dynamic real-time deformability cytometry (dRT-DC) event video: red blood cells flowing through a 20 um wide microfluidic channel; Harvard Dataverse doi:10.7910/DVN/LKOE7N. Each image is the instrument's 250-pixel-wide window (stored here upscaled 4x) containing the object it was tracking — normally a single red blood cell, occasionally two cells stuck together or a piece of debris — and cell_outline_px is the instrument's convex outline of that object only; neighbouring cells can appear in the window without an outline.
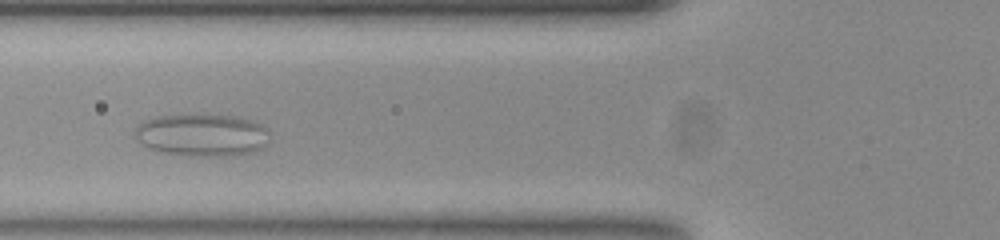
{"species": "common noctule bat (a hibernating species)", "species_latin": "Nyctalus noctula", "temperature_condition": "room temperature", "stored_images_in_passage": 36, "camera_frame_rate_fps": 3000, "um_per_image_px": 0.085, "animal": {"sex": "female", "body_mass_g": 23.0, "forearm_length_mm": 53.4}, "frame": {"image": 1, "passage_image": 4, "time_ms": 1.0, "image_size_px": [1000, 240], "cell_outline_px": [[268, 132], [264, 148], [256, 152], [236, 156], [180, 156], [148, 148], [136, 136], [136, 128], [144, 120], [156, 116], [236, 116], [260, 124], [268, 128]], "centroid_in_image_um": [17.22, 11.52], "position_along_channel_um": 108.6, "area_um2": 33.0}}
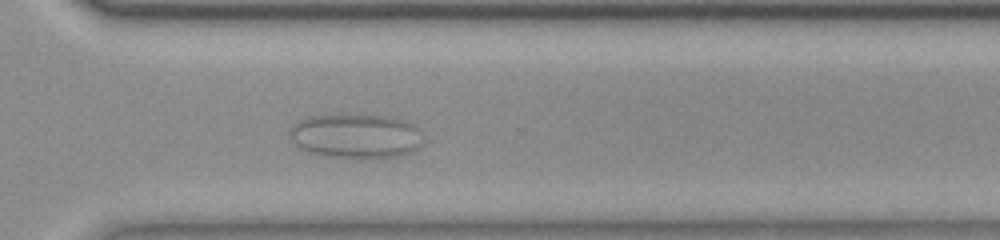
{"frame": {"image": 2, "passage_image": 25, "time_ms": 8.0, "image_size_px": [1000, 240], "cell_outline_px": [[420, 144], [412, 152], [396, 156], [332, 156], [312, 152], [296, 144], [292, 136], [292, 128], [300, 120], [308, 116], [340, 112], [388, 116], [408, 120], [416, 128]], "centroid_in_image_um": [30.25, 11.47], "position_along_channel_um": 340.4, "area_um2": 33.87}}
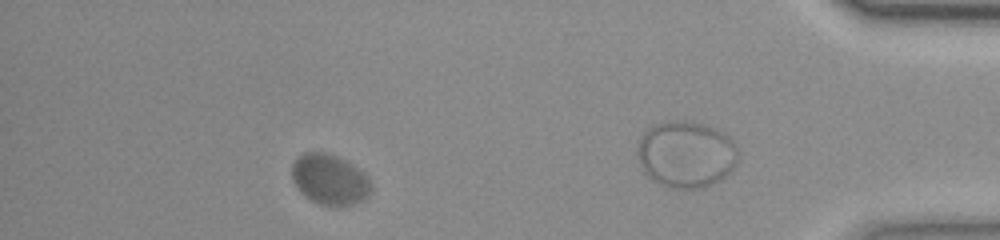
{"frame": {"image": 3, "passage_image": 29, "time_ms": 9.333, "image_size_px": [1000, 240], "cell_outline_px": [[372, 192], [368, 196], [352, 204], [320, 204], [312, 200], [300, 192], [292, 180], [292, 164], [304, 152], [324, 152], [336, 156], [344, 160], [368, 176], [372, 184]], "centroid_in_image_um": [28.02, 15.24], "position_along_channel_um": 407.2, "area_um2": 22.83}}